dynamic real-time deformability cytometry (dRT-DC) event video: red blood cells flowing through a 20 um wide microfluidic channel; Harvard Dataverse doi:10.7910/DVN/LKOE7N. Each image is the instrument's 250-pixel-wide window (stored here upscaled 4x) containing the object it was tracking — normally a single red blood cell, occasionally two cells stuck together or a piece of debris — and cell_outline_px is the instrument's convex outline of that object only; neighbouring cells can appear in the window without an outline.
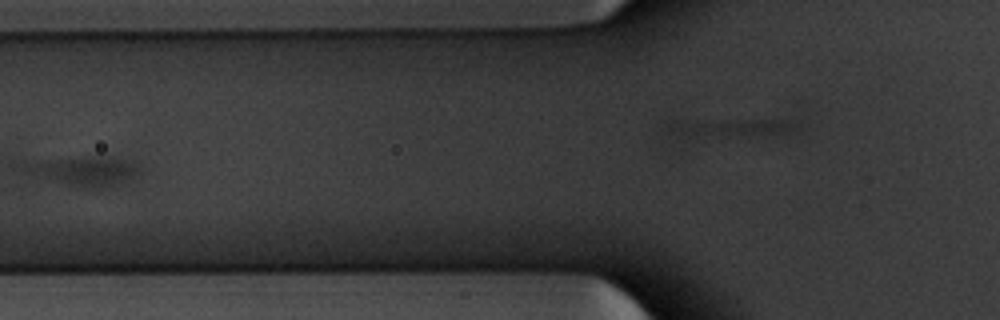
{"species": "common noctule bat (a hibernating species)", "species_latin": "Nyctalus noctula", "temperature_condition": "warm", "stored_images_in_passage": 8, "segment_of_instrument_passage": [2, 2], "camera_frame_rate_fps": 3000, "um_per_image_px": 0.085, "animal": {"sex": "male", "body_mass_g": 20.1, "forearm_length_mm": 53.5}, "frame": {"image": 1, "passage_image": 8, "time_ms": 2.333, "image_size_px": [1000, 320], "cell_outline_px": [[580, 284], [464, 284], [416, 280], [420, 268], [580, 280]], "centroid_in_image_um": [41.27, 23.64], "position_along_channel_um": 84.5, "area_um2": 11.16}}